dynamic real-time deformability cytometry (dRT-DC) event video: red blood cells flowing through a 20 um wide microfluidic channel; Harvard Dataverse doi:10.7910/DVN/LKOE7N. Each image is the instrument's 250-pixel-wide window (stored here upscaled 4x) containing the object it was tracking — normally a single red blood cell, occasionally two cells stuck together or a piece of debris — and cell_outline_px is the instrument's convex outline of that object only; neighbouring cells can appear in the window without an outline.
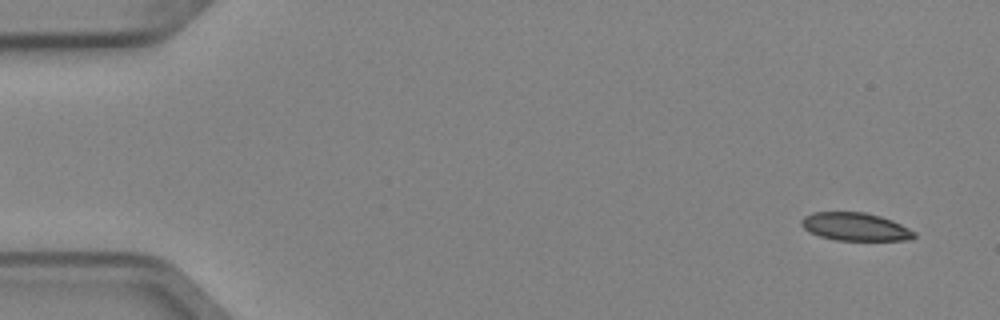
{"species": "Egyptian fruit bat (a non-hibernating species)", "species_latin": "Rousettus aegyptiacus", "temperature_condition": "cold", "stored_images_in_passage": 6, "segment_of_instrument_passage": [2, 2], "camera_frame_rate_fps": 3000, "um_per_image_px": 0.085, "animal": {"sex": "female"}, "frame": {"image": 1, "passage_image": 6, "time_ms": 1.667, "image_size_px": [1000, 320], "cell_outline_px": [[916, 236], [908, 240], [836, 240], [820, 236], [808, 232], [800, 224], [800, 220], [804, 216], [812, 212], [864, 212], [880, 216], [892, 220], [916, 232]], "centroid_in_image_um": [72.67, 19.27], "position_along_channel_um": 12.3, "area_um2": 18.44}}